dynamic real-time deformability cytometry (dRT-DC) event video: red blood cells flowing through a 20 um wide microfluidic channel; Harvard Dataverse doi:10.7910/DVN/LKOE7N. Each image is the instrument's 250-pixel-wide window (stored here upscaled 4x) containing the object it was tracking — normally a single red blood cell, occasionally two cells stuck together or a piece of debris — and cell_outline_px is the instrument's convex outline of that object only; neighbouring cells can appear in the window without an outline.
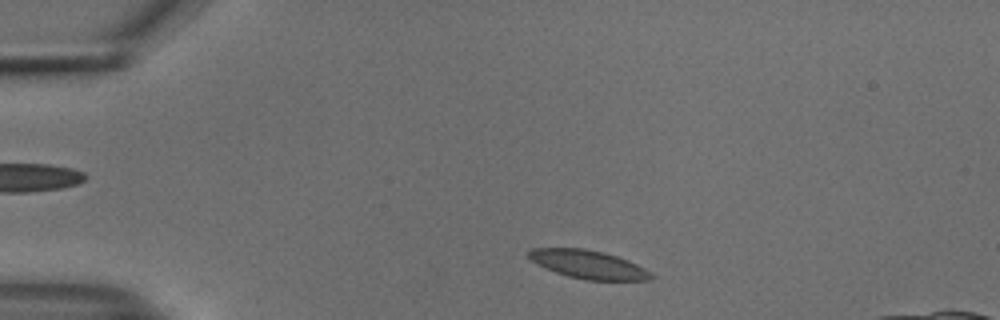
{"species": "common noctule bat (a hibernating species)", "species_latin": "Nyctalus noctula", "temperature_condition": "cold", "stored_images_in_passage": 46, "segment_of_instrument_passage": [1, 2], "camera_frame_rate_fps": 3000, "um_per_image_px": 0.085, "animal": {"sex": "male", "body_mass_g": 18.8}, "frame": {"image": 1, "passage_image": 2, "time_ms": 0.333, "image_size_px": [1000, 320], "cell_outline_px": [[652, 280], [588, 280], [568, 276], [556, 272], [532, 260], [528, 256], [528, 252], [532, 248], [584, 248], [604, 252], [628, 260], [652, 272]], "centroid_in_image_um": [50.05, 22.47], "position_along_channel_um": 35.0, "area_um2": 19.94}}
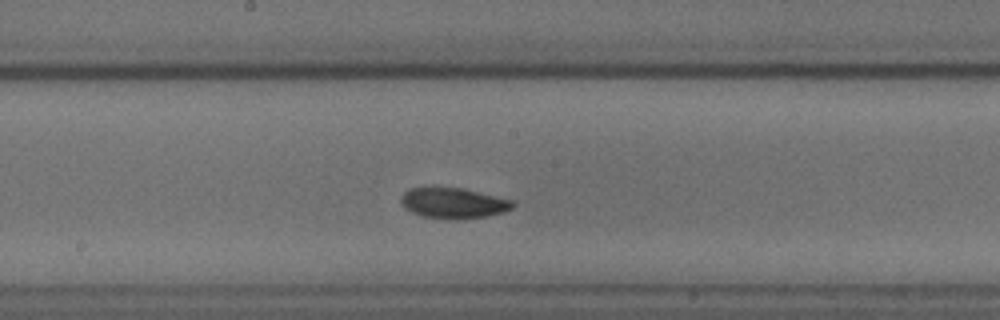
{"frame": {"image": 2, "passage_image": 20, "time_ms": 6.333, "image_size_px": [1000, 320], "cell_outline_px": [[516, 204], [512, 208], [504, 212], [488, 216], [464, 220], [448, 220], [420, 216], [404, 208], [400, 200], [400, 196], [408, 188], [464, 188], [512, 200]], "centroid_in_image_um": [38.54, 17.29], "position_along_channel_um": 209.7, "area_um2": 20.29}}
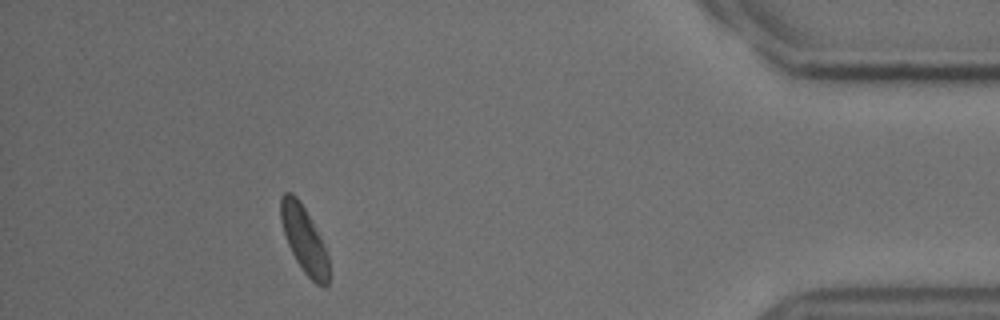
{"frame": {"image": 3, "passage_image": 40, "time_ms": 13.0, "image_size_px": [1000, 320], "cell_outline_px": [[328, 284], [324, 288], [316, 284], [304, 272], [296, 260], [288, 244], [280, 220], [280, 196], [284, 192], [292, 192], [296, 196], [304, 208], [320, 236], [324, 244], [328, 256]], "centroid_in_image_um": [25.84, 20.35], "position_along_channel_um": 409.4, "area_um2": 18.44}}